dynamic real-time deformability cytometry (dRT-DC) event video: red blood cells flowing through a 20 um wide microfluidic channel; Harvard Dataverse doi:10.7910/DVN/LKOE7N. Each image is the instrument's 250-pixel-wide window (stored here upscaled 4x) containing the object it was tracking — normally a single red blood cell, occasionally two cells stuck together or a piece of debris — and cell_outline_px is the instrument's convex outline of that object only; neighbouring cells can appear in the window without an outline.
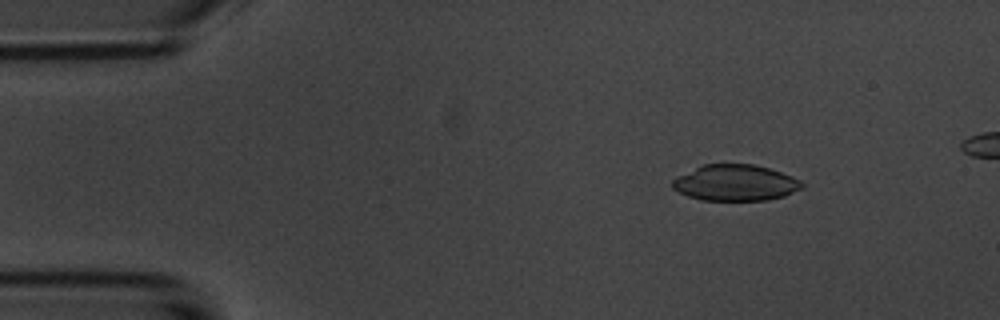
{"species": "common noctule bat (a hibernating species)", "species_latin": "Nyctalus noctula", "temperature_condition": "room temperature", "stored_images_in_passage": 4, "camera_frame_rate_fps": 3000, "um_per_image_px": 0.085, "animal": {"sex": "male", "body_mass_g": 20.1, "forearm_length_mm": 53.5}, "frame": {"image": 1, "passage_image": 1, "time_ms": 0.0, "image_size_px": [1000, 320], "cell_outline_px": [[804, 188], [784, 196], [768, 200], [700, 200], [688, 196], [672, 188], [672, 180], [676, 176], [704, 164], [756, 164], [792, 176], [800, 180], [804, 184]], "centroid_in_image_um": [62.51, 15.54], "position_along_channel_um": 22.5, "area_um2": 27.34}}